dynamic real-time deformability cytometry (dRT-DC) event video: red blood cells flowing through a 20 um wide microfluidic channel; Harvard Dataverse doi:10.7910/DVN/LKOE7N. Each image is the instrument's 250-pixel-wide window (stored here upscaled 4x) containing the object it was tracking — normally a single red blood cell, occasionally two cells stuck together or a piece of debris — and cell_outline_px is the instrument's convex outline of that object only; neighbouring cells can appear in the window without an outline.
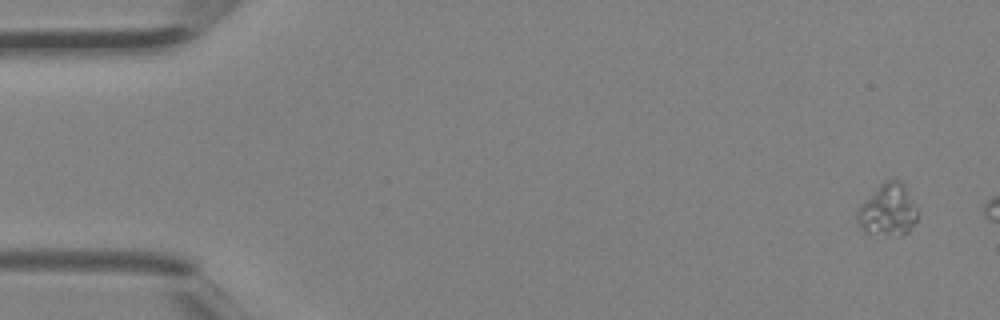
{"species": "Egyptian fruit bat (a non-hibernating species)", "species_latin": "Rousettus aegyptiacus", "temperature_condition": "room temperature", "stored_images_in_passage": 3, "camera_frame_rate_fps": 3000, "um_per_image_px": 0.085, "animal": {"sex": "female"}, "frame": {"image": 1, "passage_image": 1, "time_ms": 0.0, "image_size_px": [1000, 320], "cell_outline_px": [[916, 220], [908, 232], [900, 236], [864, 232], [860, 228], [856, 220], [856, 212], [860, 204], [884, 180], [900, 180], [904, 184], [916, 208]], "centroid_in_image_um": [75.43, 17.86], "position_along_channel_um": 9.6, "area_um2": 18.21}}